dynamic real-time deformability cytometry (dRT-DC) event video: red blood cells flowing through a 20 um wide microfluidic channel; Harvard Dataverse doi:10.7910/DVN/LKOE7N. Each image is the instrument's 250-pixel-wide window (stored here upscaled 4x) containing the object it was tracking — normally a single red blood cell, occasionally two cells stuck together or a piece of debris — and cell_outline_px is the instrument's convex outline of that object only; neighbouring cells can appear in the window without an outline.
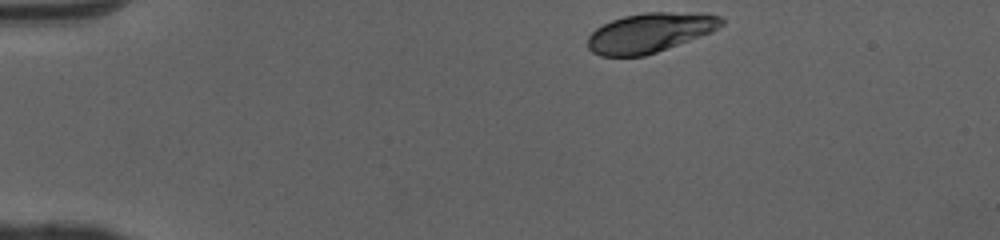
{"species": "human", "species_latin": "Homo sapiens", "temperature_condition": "cold", "stored_images_in_passage": 36, "camera_frame_rate_fps": 3000, "um_per_image_px": 0.085, "donor": {"sex": "female"}, "frame": {"image": 1, "passage_image": 1, "time_ms": 0.0, "image_size_px": [1000, 240], "cell_outline_px": [[724, 24], [712, 32], [656, 52], [644, 56], [600, 56], [592, 52], [588, 48], [588, 36], [596, 28], [612, 20], [624, 16], [644, 12], [708, 12], [720, 16], [724, 20]], "centroid_in_image_um": [55.28, 2.76], "position_along_channel_um": 29.7, "area_um2": 30.98}}
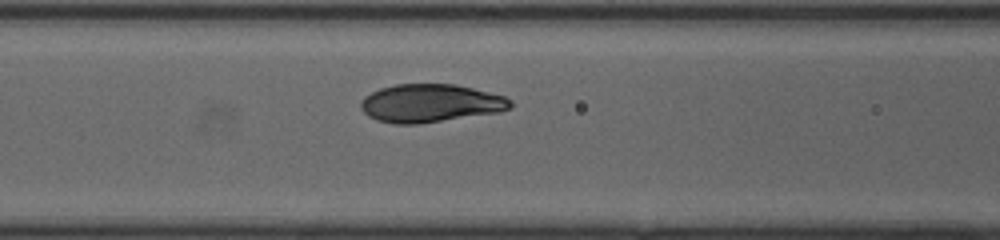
{"frame": {"image": 2, "passage_image": 14, "time_ms": 4.333, "image_size_px": [1000, 240], "cell_outline_px": [[512, 108], [500, 112], [416, 124], [396, 124], [376, 120], [368, 116], [360, 108], [360, 104], [364, 96], [380, 88], [396, 84], [456, 84], [504, 96], [512, 100]], "centroid_in_image_um": [36.58, 8.77], "position_along_channel_um": 130.0, "area_um2": 33.23}}
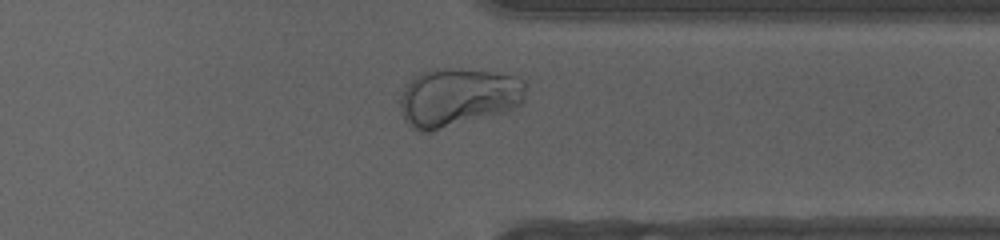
{"frame": {"image": 3, "passage_image": 32, "time_ms": 10.333, "image_size_px": [1000, 240], "cell_outline_px": [[524, 100], [516, 108], [432, 132], [420, 132], [412, 128], [404, 120], [400, 112], [400, 88], [412, 76], [420, 72], [436, 68], [456, 68], [496, 72], [516, 76], [524, 80]], "centroid_in_image_um": [38.85, 8.25], "position_along_channel_um": 372.6, "area_um2": 43.58}, "authors_computed_cell_mechanics": {"area_um2": 33.0616, "velocity_mm_per_s": 4.0391, "shape_relaxation_time_tau1_ms": 1.6253, "shape_relaxation_time_tau2_ms": null, "deformation_change_tau1": 0.1253, "deformation_change_tau2": null}}